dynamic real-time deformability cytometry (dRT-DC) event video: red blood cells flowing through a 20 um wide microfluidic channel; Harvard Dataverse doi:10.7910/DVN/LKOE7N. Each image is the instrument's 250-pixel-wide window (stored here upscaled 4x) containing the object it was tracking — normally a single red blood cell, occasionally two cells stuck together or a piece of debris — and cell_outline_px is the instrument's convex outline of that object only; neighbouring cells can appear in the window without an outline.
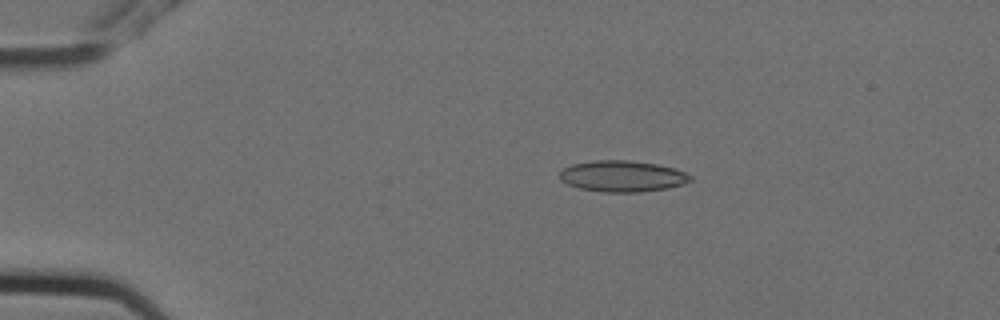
{"species": "Egyptian fruit bat (a non-hibernating species)", "species_latin": "Rousettus aegyptiacus", "temperature_condition": "cold", "stored_images_in_passage": 4, "camera_frame_rate_fps": 3000, "um_per_image_px": 0.085, "animal": {"sex": "female"}, "frame": {"image": 1, "passage_image": 1, "time_ms": 0.0, "image_size_px": [1000, 320], "cell_outline_px": [[692, 180], [684, 184], [668, 188], [640, 192], [604, 192], [580, 188], [568, 184], [560, 180], [560, 172], [564, 168], [572, 164], [596, 160], [628, 160], [656, 164], [676, 168], [692, 176]], "centroid_in_image_um": [52.93, 14.97], "position_along_channel_um": 32.1, "area_um2": 23.76}}
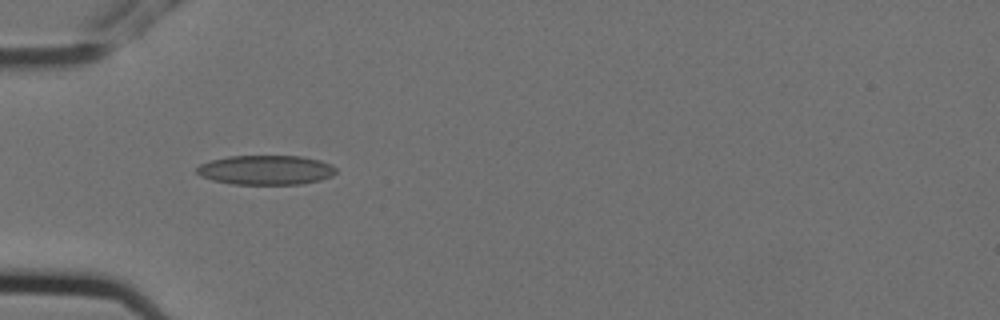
{"frame": {"image": 2, "passage_image": 3, "time_ms": 0.667, "image_size_px": [1000, 320], "cell_outline_px": [[336, 172], [332, 176], [320, 180], [300, 184], [232, 184], [212, 180], [200, 176], [196, 172], [196, 168], [200, 164], [212, 160], [228, 156], [300, 156], [320, 160], [332, 164], [336, 168]], "centroid_in_image_um": [22.6, 14.45], "position_along_channel_um": 62.4, "area_um2": 23.99}}
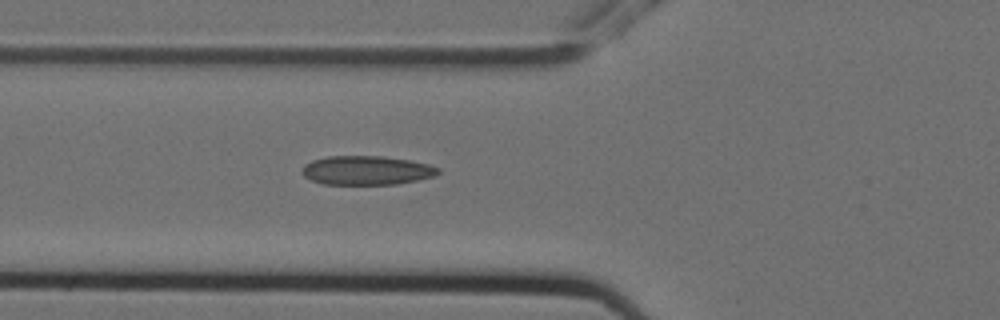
{"frame": {"image": 3, "passage_image": 4, "time_ms": 1.0, "image_size_px": [1000, 320], "cell_outline_px": [[440, 172], [436, 176], [396, 184], [324, 184], [312, 180], [304, 176], [300, 172], [300, 168], [304, 164], [312, 160], [328, 156], [380, 156], [408, 160], [428, 164], [440, 168]], "centroid_in_image_um": [31.13, 14.48], "position_along_channel_um": 94.7, "area_um2": 23.06}}